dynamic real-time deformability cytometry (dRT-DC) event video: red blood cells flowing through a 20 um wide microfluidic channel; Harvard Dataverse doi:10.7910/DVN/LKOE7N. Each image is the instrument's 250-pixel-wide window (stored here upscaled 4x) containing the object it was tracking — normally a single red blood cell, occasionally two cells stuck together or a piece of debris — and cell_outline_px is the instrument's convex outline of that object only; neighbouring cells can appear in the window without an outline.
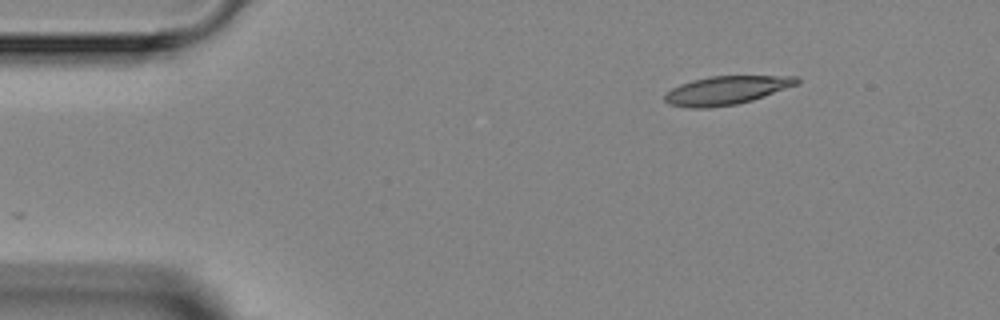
{"species": "Egyptian fruit bat (a non-hibernating species)", "species_latin": "Rousettus aegyptiacus", "temperature_condition": "room temperature", "stored_images_in_passage": 2, "camera_frame_rate_fps": 3000, "um_per_image_px": 0.085, "animal": {"sex": "female"}, "frame": {"image": 1, "passage_image": 2, "time_ms": 1.333, "image_size_px": [1000, 320], "cell_outline_px": [[800, 84], [752, 100], [736, 104], [708, 108], [688, 108], [668, 104], [664, 100], [664, 96], [672, 88], [680, 84], [692, 80], [708, 76], [796, 76], [800, 80]], "centroid_in_image_um": [61.74, 7.68], "position_along_channel_um": 23.3, "area_um2": 22.02}}